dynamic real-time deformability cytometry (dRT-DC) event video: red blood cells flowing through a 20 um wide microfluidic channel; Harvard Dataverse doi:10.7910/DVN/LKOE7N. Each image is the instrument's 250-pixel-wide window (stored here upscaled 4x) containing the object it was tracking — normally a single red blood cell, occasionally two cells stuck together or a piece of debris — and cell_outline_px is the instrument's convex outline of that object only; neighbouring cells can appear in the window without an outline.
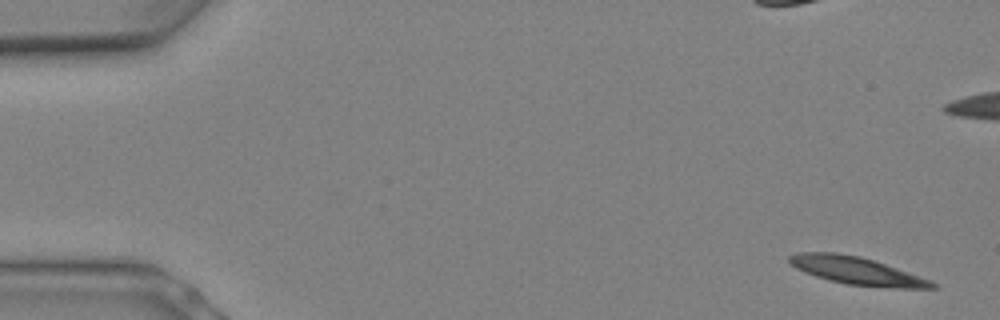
{"species": "Egyptian fruit bat (a non-hibernating species)", "species_latin": "Rousettus aegyptiacus", "temperature_condition": "warm", "stored_images_in_passage": 8, "camera_frame_rate_fps": 3000, "um_per_image_px": 0.085, "animal": {"sex": "female"}, "frame": {"image": 1, "passage_image": 1, "time_ms": 0.0, "image_size_px": [1000, 320], "cell_outline_px": [[940, 288], [896, 288], [848, 284], [828, 280], [804, 272], [796, 268], [788, 260], [788, 256], [796, 252], [836, 252], [860, 256], [896, 268], [940, 284]], "centroid_in_image_um": [72.8, 23.01], "position_along_channel_um": 12.2, "area_um2": 22.77}}